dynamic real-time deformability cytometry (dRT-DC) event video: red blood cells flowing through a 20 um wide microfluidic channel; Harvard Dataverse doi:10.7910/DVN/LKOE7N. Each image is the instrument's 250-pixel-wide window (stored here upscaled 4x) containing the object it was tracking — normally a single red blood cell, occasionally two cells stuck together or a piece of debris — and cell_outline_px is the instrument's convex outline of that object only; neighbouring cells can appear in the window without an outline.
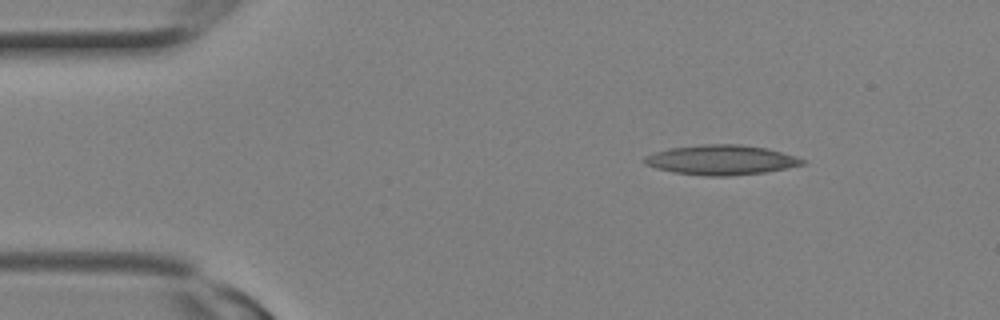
{"species": "Egyptian fruit bat (a non-hibernating species)", "species_latin": "Rousettus aegyptiacus", "temperature_condition": "room temperature", "stored_images_in_passage": 3, "segment_of_instrument_passage": [2, 2], "camera_frame_rate_fps": 3000, "um_per_image_px": 0.085, "animal": {"sex": "female"}, "frame": {"image": 1, "passage_image": 3, "time_ms": 0.667, "image_size_px": [1000, 320], "cell_outline_px": [[804, 164], [788, 168], [764, 172], [728, 176], [704, 176], [676, 172], [656, 168], [644, 164], [644, 156], [668, 148], [700, 144], [740, 144], [768, 148], [804, 160]], "centroid_in_image_um": [61.26, 13.59], "position_along_channel_um": 23.7, "area_um2": 27.28}}